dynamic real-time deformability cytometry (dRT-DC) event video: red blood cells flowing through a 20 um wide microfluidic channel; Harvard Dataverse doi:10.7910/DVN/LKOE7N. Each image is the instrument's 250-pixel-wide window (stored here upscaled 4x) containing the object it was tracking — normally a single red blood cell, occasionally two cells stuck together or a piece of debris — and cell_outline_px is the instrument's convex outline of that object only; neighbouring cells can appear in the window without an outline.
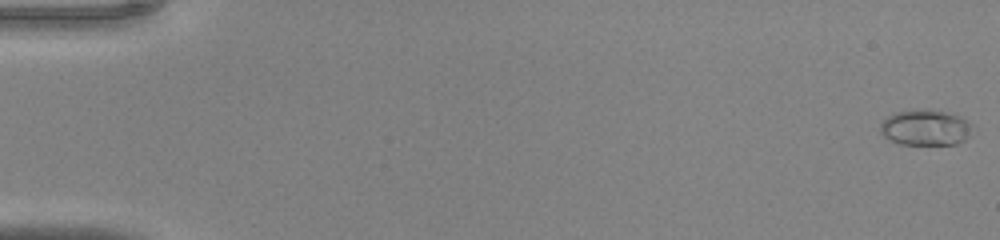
{"species": "common noctule bat (a hibernating species)", "species_latin": "Nyctalus noctula", "temperature_condition": "warm", "stored_images_in_passage": 46, "camera_frame_rate_fps": 3000, "um_per_image_px": 0.085, "animal": {"sex": "male", "body_mass_g": 20.0, "forearm_length_mm": 53.3}, "frame": {"image": 1, "passage_image": 1, "time_ms": 0.0, "image_size_px": [1000, 240], "cell_outline_px": [[972, 124], [968, 136], [964, 140], [956, 144], [900, 144], [884, 136], [880, 132], [880, 124], [892, 112], [916, 108], [928, 108], [948, 112], [968, 120]], "centroid_in_image_um": [78.64, 10.81], "position_along_channel_um": 6.4, "area_um2": 19.42}}
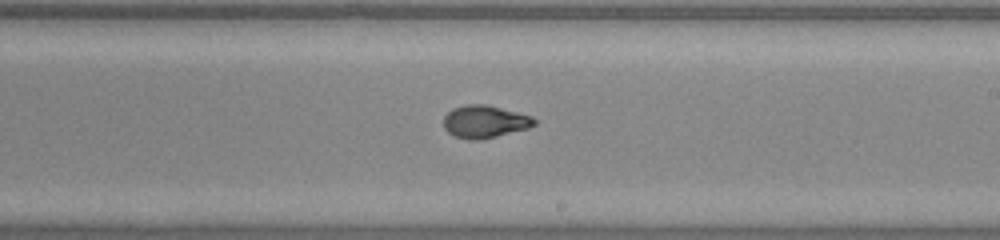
{"frame": {"image": 2, "passage_image": 28, "time_ms": 9.0, "image_size_px": [1000, 240], "cell_outline_px": [[540, 120], [536, 124], [528, 128], [480, 140], [468, 140], [456, 136], [448, 132], [444, 128], [444, 116], [452, 108], [468, 104], [484, 104], [532, 116]], "centroid_in_image_um": [41.21, 10.34], "position_along_channel_um": 247.8, "area_um2": 17.17}}
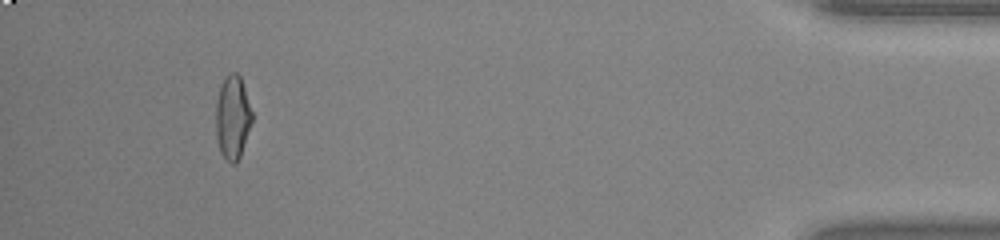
{"frame": {"image": 3, "passage_image": 43, "time_ms": 14.0, "image_size_px": [1000, 240], "cell_outline_px": [[252, 120], [240, 156], [236, 164], [232, 164], [220, 152], [216, 136], [216, 100], [220, 84], [228, 72], [236, 72], [240, 76], [252, 112]], "centroid_in_image_um": [19.75, 9.95], "position_along_channel_um": 415.5, "area_um2": 17.57}}